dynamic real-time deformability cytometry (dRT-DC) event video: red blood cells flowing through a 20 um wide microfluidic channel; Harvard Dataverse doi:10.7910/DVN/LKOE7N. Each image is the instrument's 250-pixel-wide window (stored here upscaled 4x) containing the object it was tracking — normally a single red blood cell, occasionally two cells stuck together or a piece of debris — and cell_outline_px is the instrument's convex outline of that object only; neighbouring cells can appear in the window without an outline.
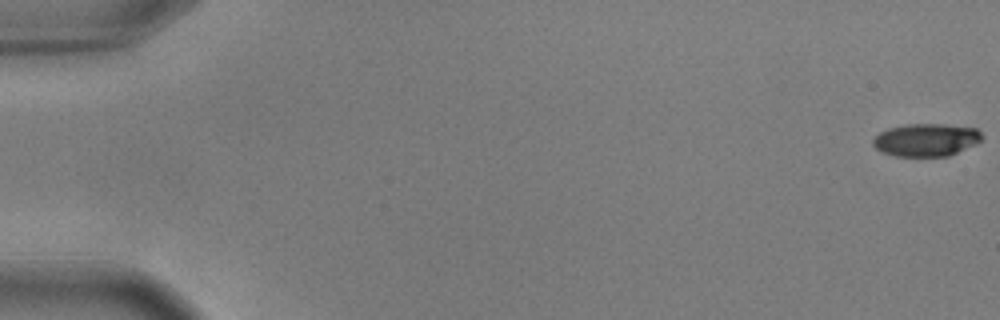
{"species": "common noctule bat (a hibernating species)", "species_latin": "Nyctalus noctula", "temperature_condition": "warm", "stored_images_in_passage": 10, "camera_frame_rate_fps": 3000, "um_per_image_px": 0.085, "animal": {"sex": "male", "body_mass_g": 17.9, "forearm_length_mm": 54.2}, "frame": {"image": 1, "passage_image": 1, "time_ms": 0.0, "image_size_px": [1000, 320], "cell_outline_px": [[984, 136], [976, 144], [948, 156], [896, 156], [884, 152], [876, 148], [872, 144], [872, 140], [880, 132], [888, 128], [904, 124], [944, 124], [976, 128]], "centroid_in_image_um": [78.73, 11.88], "position_along_channel_um": 6.3, "area_um2": 20.75}}